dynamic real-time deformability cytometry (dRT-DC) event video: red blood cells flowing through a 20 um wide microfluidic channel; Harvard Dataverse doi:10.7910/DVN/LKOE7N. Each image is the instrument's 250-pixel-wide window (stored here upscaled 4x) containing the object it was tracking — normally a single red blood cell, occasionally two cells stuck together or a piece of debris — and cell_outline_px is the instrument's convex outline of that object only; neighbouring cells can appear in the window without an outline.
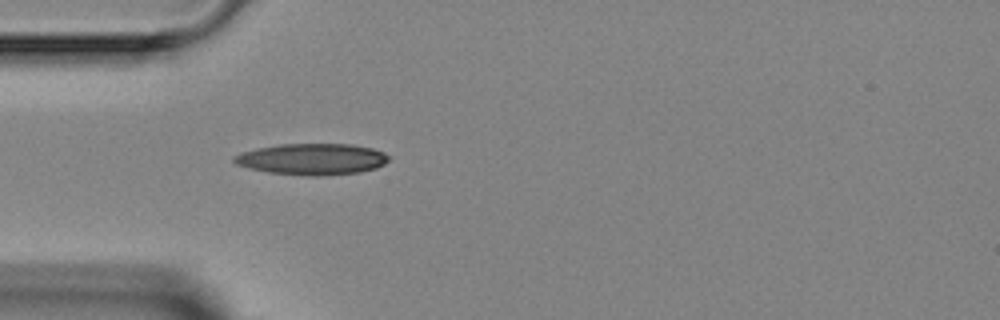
{"species": "Egyptian fruit bat (a non-hibernating species)", "species_latin": "Rousettus aegyptiacus", "temperature_condition": "room temperature", "stored_images_in_passage": 1, "camera_frame_rate_fps": 3000, "um_per_image_px": 0.085, "animal": {"sex": "female"}, "frame": {"image": 1, "passage_image": 1, "time_ms": 0.0, "image_size_px": [1000, 320], "cell_outline_px": [[388, 160], [384, 164], [376, 168], [360, 172], [320, 176], [308, 176], [268, 172], [248, 168], [236, 164], [232, 160], [232, 156], [240, 152], [256, 148], [280, 144], [352, 144], [372, 148], [384, 152], [388, 156]], "centroid_in_image_um": [26.49, 13.52], "position_along_channel_um": 58.5, "area_um2": 28.38}}